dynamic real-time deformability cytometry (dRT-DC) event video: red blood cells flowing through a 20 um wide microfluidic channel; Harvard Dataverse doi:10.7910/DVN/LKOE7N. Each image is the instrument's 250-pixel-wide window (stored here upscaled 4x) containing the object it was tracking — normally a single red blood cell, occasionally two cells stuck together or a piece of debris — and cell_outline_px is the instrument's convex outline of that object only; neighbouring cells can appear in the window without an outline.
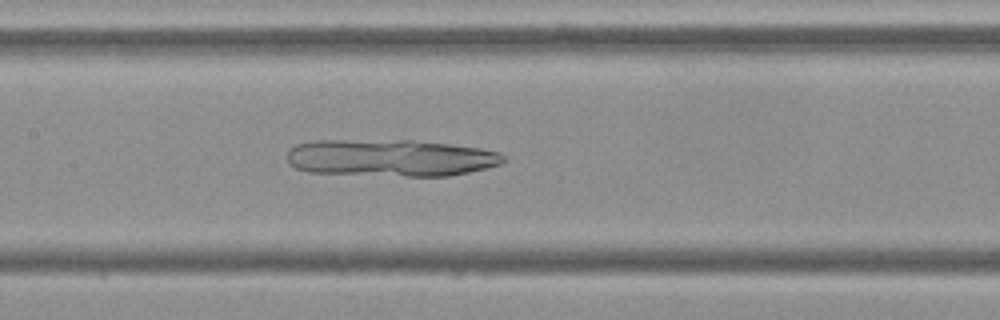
{"species": "Egyptian fruit bat (a non-hibernating species)", "species_latin": "Rousettus aegyptiacus", "temperature_condition": "cold", "stored_images_in_passage": 53, "camera_frame_rate_fps": 3000, "um_per_image_px": 0.085, "frame": {"image": 1, "passage_image": 25, "time_ms": 8.0, "image_size_px": [1000, 320], "cell_outline_px": [[504, 160], [500, 164], [488, 168], [448, 176], [408, 176], [308, 172], [296, 168], [288, 164], [288, 148], [296, 144], [312, 140], [412, 140], [448, 144], [480, 148], [500, 152], [504, 156]], "centroid_in_image_um": [33.17, 13.41], "position_along_channel_um": 174.2, "area_um2": 46.88}}
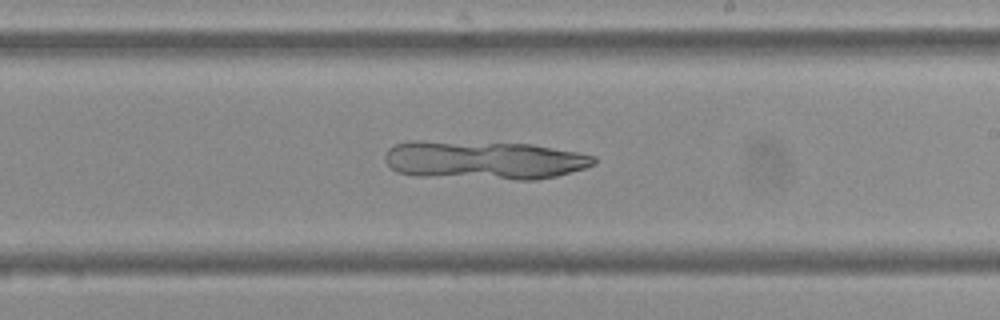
{"frame": {"image": 2, "passage_image": 31, "time_ms": 10.0, "image_size_px": [1000, 320], "cell_outline_px": [[596, 164], [584, 168], [556, 176], [536, 180], [516, 180], [416, 176], [396, 172], [384, 160], [384, 156], [388, 148], [396, 144], [412, 140], [420, 140], [532, 144], [576, 152], [596, 156]], "centroid_in_image_um": [41.11, 13.61], "position_along_channel_um": 247.9, "area_um2": 47.51}}
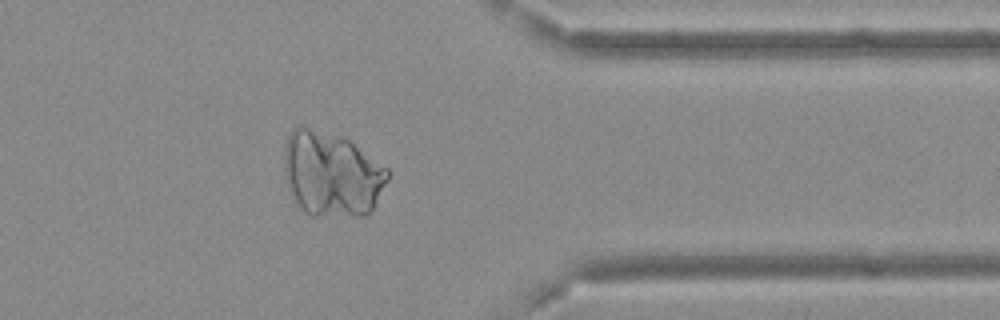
{"frame": {"image": 3, "passage_image": 43, "time_ms": 14.0, "image_size_px": [1000, 320], "cell_outline_px": [[388, 180], [372, 212], [368, 216], [312, 216], [304, 212], [296, 204], [288, 188], [284, 176], [284, 144], [292, 128], [300, 124], [340, 136], [348, 140], [388, 168]], "centroid_in_image_um": [28.16, 14.81], "position_along_channel_um": 383.2, "area_um2": 52.02}}